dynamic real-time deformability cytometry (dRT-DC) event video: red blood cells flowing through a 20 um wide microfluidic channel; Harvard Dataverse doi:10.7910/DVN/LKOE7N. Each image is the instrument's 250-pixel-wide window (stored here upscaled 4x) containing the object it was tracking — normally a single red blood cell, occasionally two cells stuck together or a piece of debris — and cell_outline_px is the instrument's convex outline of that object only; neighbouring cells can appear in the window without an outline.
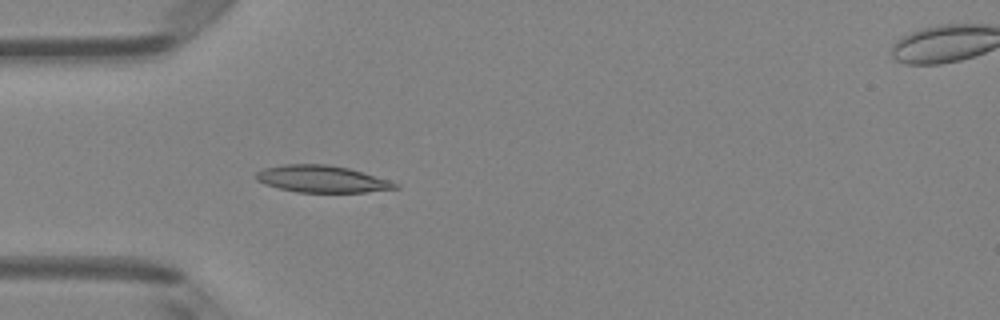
{"species": "Egyptian fruit bat (a non-hibernating species)", "species_latin": "Rousettus aegyptiacus", "temperature_condition": "room temperature", "stored_images_in_passage": 6, "camera_frame_rate_fps": 3000, "um_per_image_px": 0.085, "animal": {"sex": "female"}, "frame": {"image": 1, "passage_image": 5, "time_ms": 4.667, "image_size_px": [1000, 320], "cell_outline_px": [[400, 188], [364, 192], [296, 192], [264, 184], [256, 180], [256, 172], [264, 168], [284, 164], [328, 164], [348, 168], [388, 180], [400, 184]], "centroid_in_image_um": [27.35, 15.21], "position_along_channel_um": 57.7, "area_um2": 21.73}}